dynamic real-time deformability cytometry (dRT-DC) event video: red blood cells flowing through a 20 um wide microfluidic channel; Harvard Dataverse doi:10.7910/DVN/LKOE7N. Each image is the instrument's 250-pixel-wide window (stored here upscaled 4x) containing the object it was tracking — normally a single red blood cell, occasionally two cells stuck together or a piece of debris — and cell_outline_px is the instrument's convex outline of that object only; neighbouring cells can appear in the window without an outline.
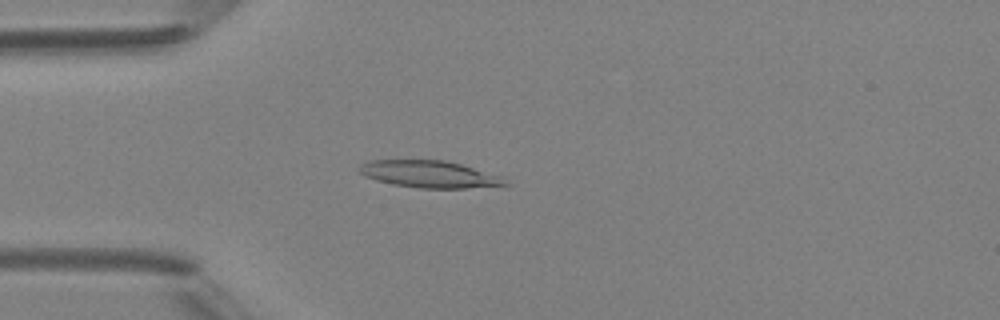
{"species": "Egyptian fruit bat (a non-hibernating species)", "species_latin": "Rousettus aegyptiacus", "temperature_condition": "room temperature", "stored_images_in_passage": 3, "camera_frame_rate_fps": 3000, "um_per_image_px": 0.085, "animal": {"sex": "female"}, "frame": {"image": 1, "passage_image": 3, "time_ms": 3.0, "image_size_px": [1000, 320], "cell_outline_px": [[512, 184], [464, 188], [420, 188], [392, 184], [376, 180], [364, 176], [360, 172], [360, 164], [372, 160], [444, 160], [460, 164], [500, 176]], "centroid_in_image_um": [36.47, 14.81], "position_along_channel_um": 48.5, "area_um2": 22.66}}